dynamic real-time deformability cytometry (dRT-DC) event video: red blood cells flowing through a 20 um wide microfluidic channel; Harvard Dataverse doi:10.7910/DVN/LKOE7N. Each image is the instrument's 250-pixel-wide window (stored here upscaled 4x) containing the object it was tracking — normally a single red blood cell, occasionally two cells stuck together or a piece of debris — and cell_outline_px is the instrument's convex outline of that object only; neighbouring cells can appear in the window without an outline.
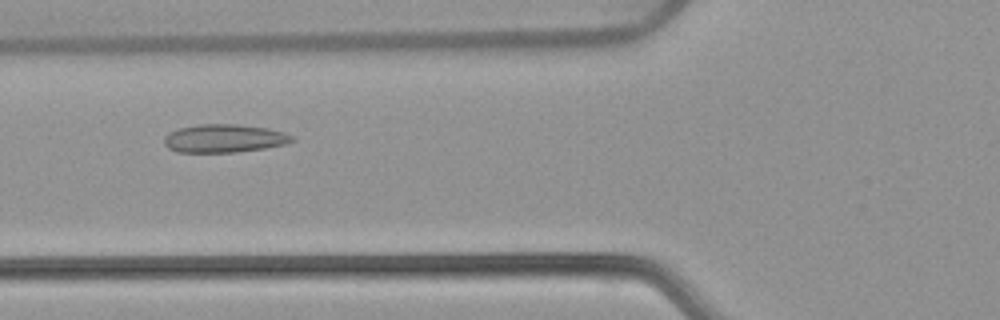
{"species": "common noctule bat (a hibernating species)", "species_latin": "Nyctalus noctula", "temperature_condition": "warm", "stored_images_in_passage": 53, "camera_frame_rate_fps": 3000, "um_per_image_px": 0.085, "animal": {"sex": "female", "body_mass_g": 22.7, "forearm_length_mm": 54.2}, "frame": {"image": 1, "passage_image": 20, "time_ms": 6.333, "image_size_px": [1000, 320], "cell_outline_px": [[296, 140], [284, 144], [264, 148], [236, 152], [176, 152], [168, 148], [164, 144], [164, 136], [168, 132], [180, 128], [200, 124], [236, 124], [268, 128], [284, 132], [292, 136]], "centroid_in_image_um": [19.03, 11.76], "position_along_channel_um": 106.8, "area_um2": 21.04}}
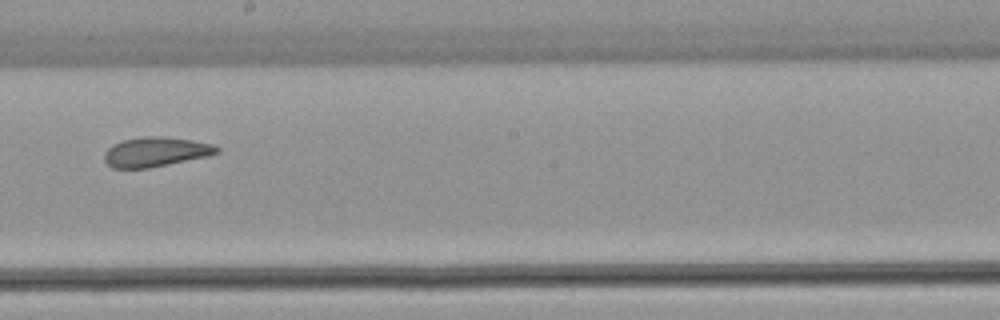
{"frame": {"image": 2, "passage_image": 30, "time_ms": 9.667, "image_size_px": [1000, 320], "cell_outline_px": [[220, 152], [208, 156], [148, 168], [112, 168], [104, 160], [104, 152], [112, 144], [124, 140], [144, 136], [160, 136], [192, 140], [212, 144], [220, 148]], "centroid_in_image_um": [13.22, 12.91], "position_along_channel_um": 235.0, "area_um2": 19.36}}
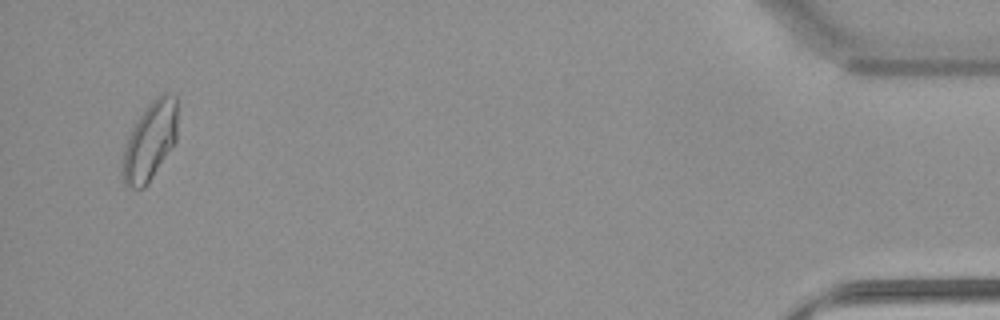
{"frame": {"image": 3, "passage_image": 51, "time_ms": 16.667, "image_size_px": [1000, 320], "cell_outline_px": [[176, 140], [148, 184], [144, 188], [128, 188], [124, 184], [124, 148], [128, 136], [136, 120], [148, 104], [156, 96], [164, 92], [168, 92], [176, 96]], "centroid_in_image_um": [12.76, 11.96], "position_along_channel_um": 422.4, "area_um2": 24.74}, "authors_computed_cell_mechanics": {"area_um2": 21.386, "velocity_mm_per_s": 3.8466, "shape_relaxation_time_tau1_ms": null, "shape_relaxation_time_tau2_ms": 2.0321, "deformation_change_tau1": null, "deformation_change_tau2": 0.0779}}